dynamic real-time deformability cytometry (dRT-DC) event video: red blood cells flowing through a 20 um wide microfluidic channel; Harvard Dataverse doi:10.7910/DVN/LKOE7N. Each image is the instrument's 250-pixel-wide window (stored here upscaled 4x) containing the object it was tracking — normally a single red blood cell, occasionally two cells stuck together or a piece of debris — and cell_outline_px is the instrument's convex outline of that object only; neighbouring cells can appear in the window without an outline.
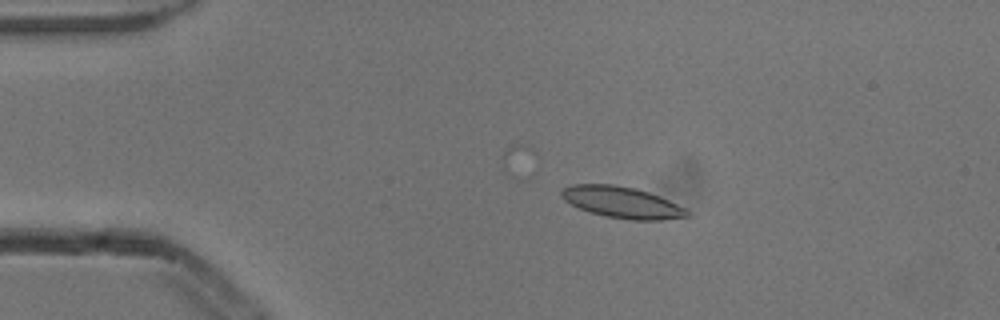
{"species": "common noctule bat (a hibernating species)", "species_latin": "Nyctalus noctula", "temperature_condition": "cold", "stored_images_in_passage": 6, "camera_frame_rate_fps": 3000, "um_per_image_px": 0.085, "animal": {"sex": "male", "body_mass_g": 13.3}, "frame": {"image": 1, "passage_image": 3, "time_ms": 0.667, "image_size_px": [1000, 320], "cell_outline_px": [[692, 216], [664, 220], [632, 220], [604, 216], [580, 208], [564, 200], [560, 196], [560, 192], [564, 188], [572, 184], [612, 184], [636, 188], [660, 196], [688, 208]], "centroid_in_image_um": [52.94, 17.2], "position_along_channel_um": 32.1, "area_um2": 23.18}}
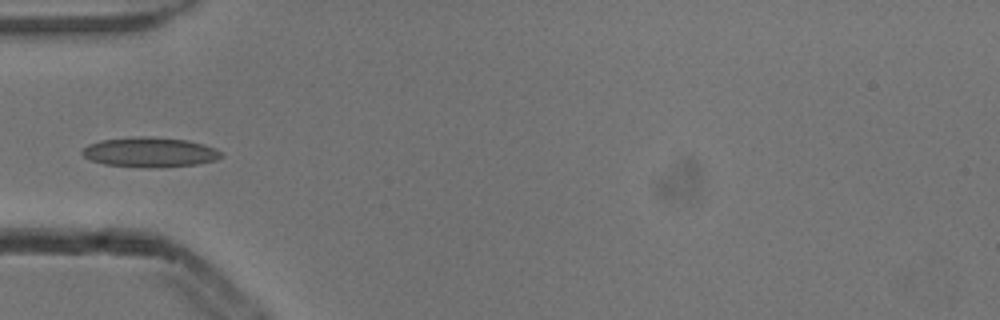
{"frame": {"image": 2, "passage_image": 5, "time_ms": 1.333, "image_size_px": [1000, 320], "cell_outline_px": [[224, 156], [216, 160], [196, 164], [160, 168], [140, 168], [104, 164], [92, 160], [84, 156], [80, 152], [88, 144], [100, 140], [140, 136], [144, 136], [188, 140], [204, 144], [216, 148]], "centroid_in_image_um": [12.75, 12.95], "position_along_channel_um": 72.3, "area_um2": 24.39}}
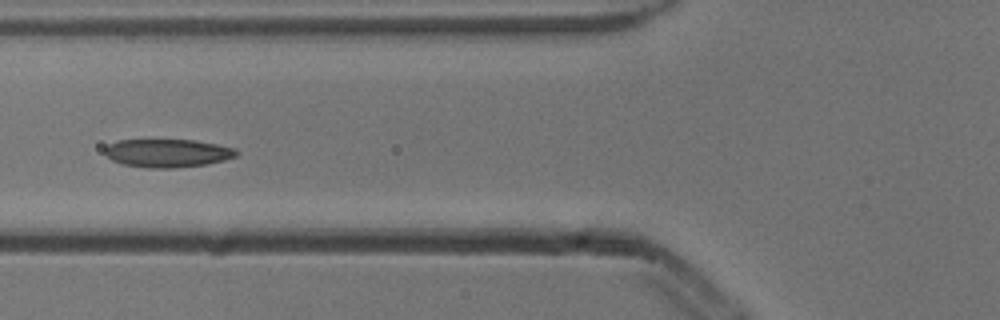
{"frame": {"image": 3, "passage_image": 6, "time_ms": 1.667, "image_size_px": [1000, 320], "cell_outline_px": [[240, 152], [236, 156], [224, 160], [208, 164], [176, 168], [148, 168], [124, 164], [112, 160], [104, 152], [104, 148], [108, 144], [116, 140], [192, 140], [216, 144], [236, 148]], "centroid_in_image_um": [14.25, 13.01], "position_along_channel_um": 111.5, "area_um2": 21.73}}